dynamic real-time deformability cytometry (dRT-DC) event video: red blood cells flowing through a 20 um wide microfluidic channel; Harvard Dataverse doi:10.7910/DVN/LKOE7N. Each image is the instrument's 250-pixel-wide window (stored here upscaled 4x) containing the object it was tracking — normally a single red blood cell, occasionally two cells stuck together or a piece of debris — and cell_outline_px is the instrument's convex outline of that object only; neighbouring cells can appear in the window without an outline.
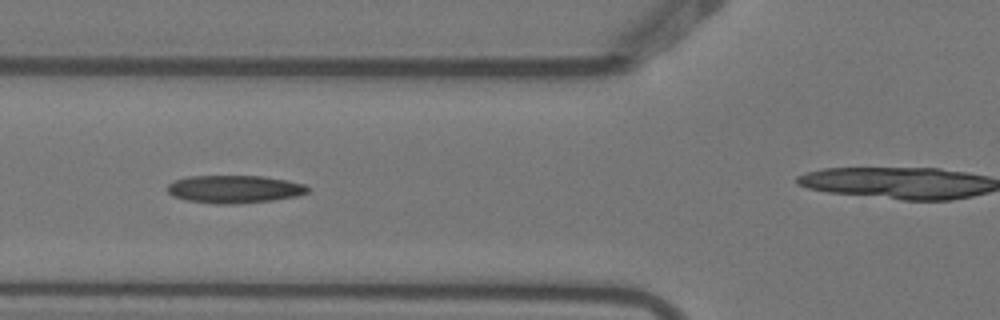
{"species": "Egyptian fruit bat (a non-hibernating species)", "species_latin": "Rousettus aegyptiacus", "temperature_condition": "warm", "stored_images_in_passage": 6, "camera_frame_rate_fps": 3000, "um_per_image_px": 0.085, "animal": {"sex": "female"}, "frame": {"image": 1, "passage_image": 5, "time_ms": 1.333, "image_size_px": [1000, 320], "cell_outline_px": [[308, 192], [296, 196], [272, 200], [236, 204], [216, 204], [188, 200], [172, 196], [168, 192], [168, 184], [172, 180], [188, 176], [264, 176], [288, 180], [304, 184], [308, 188]], "centroid_in_image_um": [19.9, 16.07], "position_along_channel_um": 105.9, "area_um2": 22.77}}